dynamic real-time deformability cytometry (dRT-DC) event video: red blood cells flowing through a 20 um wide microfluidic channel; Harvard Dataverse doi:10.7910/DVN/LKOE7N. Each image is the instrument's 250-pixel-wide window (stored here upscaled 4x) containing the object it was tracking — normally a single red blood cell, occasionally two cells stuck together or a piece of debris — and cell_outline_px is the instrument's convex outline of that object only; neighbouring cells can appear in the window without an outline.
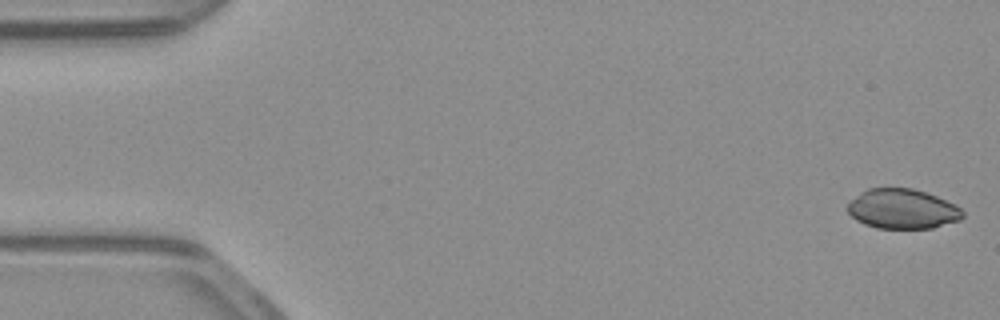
{"species": "common noctule bat (a hibernating species)", "species_latin": "Nyctalus noctula", "temperature_condition": "warm", "stored_images_in_passage": 16, "camera_frame_rate_fps": 3000, "um_per_image_px": 0.085, "animal": {"sex": "male", "body_mass_g": 23.1, "forearm_length_mm": 52.7}, "frame": {"image": 1, "passage_image": 1, "time_ms": 0.0, "image_size_px": [1000, 320], "cell_outline_px": [[964, 216], [960, 220], [932, 228], [876, 228], [864, 224], [856, 220], [848, 212], [848, 204], [860, 192], [868, 188], [912, 188], [936, 196], [956, 204], [964, 212]], "centroid_in_image_um": [76.72, 17.76], "position_along_channel_um": 8.3, "area_um2": 26.65}}